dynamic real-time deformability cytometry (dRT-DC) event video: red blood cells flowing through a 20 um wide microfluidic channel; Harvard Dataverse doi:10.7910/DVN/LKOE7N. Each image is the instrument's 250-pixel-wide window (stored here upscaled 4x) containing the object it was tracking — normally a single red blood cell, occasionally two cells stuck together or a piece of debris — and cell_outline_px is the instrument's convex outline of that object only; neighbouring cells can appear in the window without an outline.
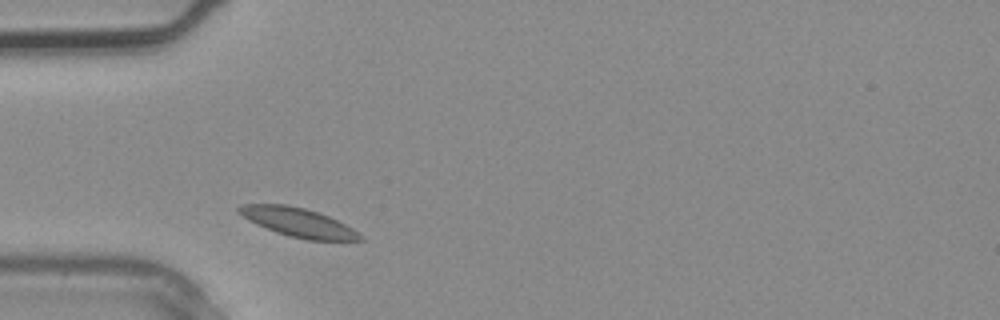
{"species": "common noctule bat (a hibernating species)", "species_latin": "Nyctalus noctula", "temperature_condition": "warm", "stored_images_in_passage": 2, "camera_frame_rate_fps": 3000, "um_per_image_px": 0.085, "animal": {"sex": "male", "body_mass_g": 20.4}, "frame": {"image": 1, "passage_image": 1, "time_ms": 0.0, "image_size_px": [1000, 320], "cell_outline_px": [[364, 240], [308, 240], [288, 236], [276, 232], [256, 224], [248, 220], [236, 212], [236, 208], [244, 204], [284, 204], [304, 208], [328, 216], [352, 228], [364, 236]], "centroid_in_image_um": [25.32, 18.9], "position_along_channel_um": 59.7, "area_um2": 20.29}}